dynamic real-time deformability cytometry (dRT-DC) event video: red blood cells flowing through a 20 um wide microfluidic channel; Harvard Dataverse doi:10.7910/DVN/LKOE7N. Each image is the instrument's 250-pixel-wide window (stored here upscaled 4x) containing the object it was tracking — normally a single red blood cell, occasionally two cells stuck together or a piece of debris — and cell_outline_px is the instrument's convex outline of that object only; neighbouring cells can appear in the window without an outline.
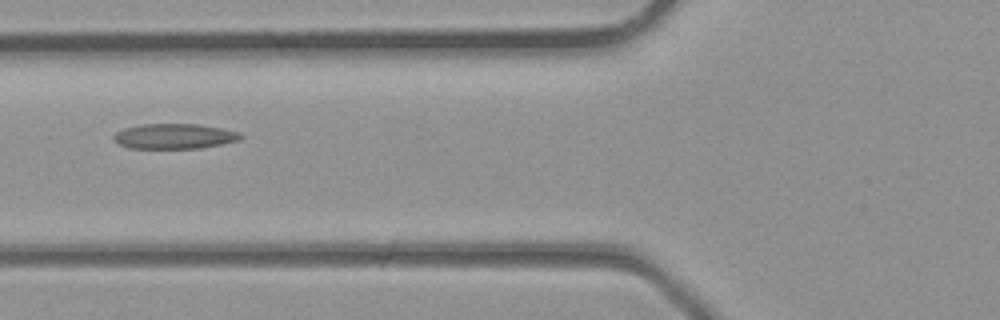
{"species": "common noctule bat (a hibernating species)", "species_latin": "Nyctalus noctula", "temperature_condition": "room temperature", "stored_images_in_passage": 5, "camera_frame_rate_fps": 3000, "um_per_image_px": 0.085, "animal": {"sex": "male", "body_mass_g": 23.1, "forearm_length_mm": 52.7}, "frame": {"image": 1, "passage_image": 5, "time_ms": 1.333, "image_size_px": [1000, 320], "cell_outline_px": [[244, 136], [240, 140], [200, 148], [128, 148], [112, 140], [112, 136], [116, 132], [124, 128], [144, 124], [196, 124], [220, 128], [240, 132]], "centroid_in_image_um": [14.81, 11.58], "position_along_channel_um": 111.0, "area_um2": 18.55}}